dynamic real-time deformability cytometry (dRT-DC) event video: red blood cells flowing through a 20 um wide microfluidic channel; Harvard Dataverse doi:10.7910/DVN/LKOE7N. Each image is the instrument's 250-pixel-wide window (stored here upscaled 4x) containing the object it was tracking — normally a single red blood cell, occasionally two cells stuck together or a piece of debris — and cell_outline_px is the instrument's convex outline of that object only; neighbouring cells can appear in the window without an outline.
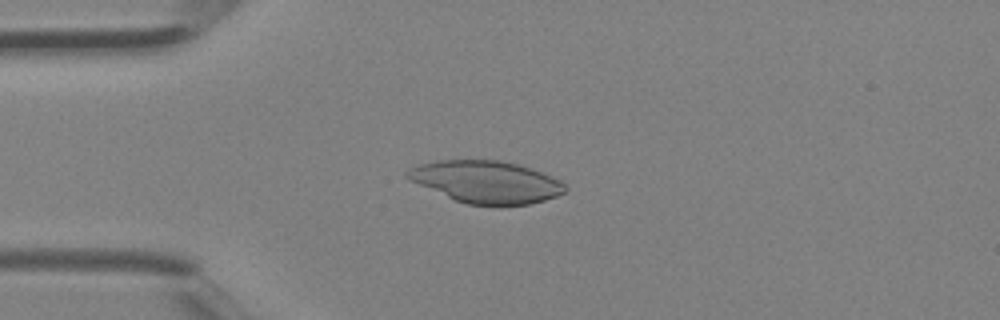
{"species": "Egyptian fruit bat (a non-hibernating species)", "species_latin": "Rousettus aegyptiacus", "temperature_condition": "room temperature", "stored_images_in_passage": 39, "camera_frame_rate_fps": 3000, "um_per_image_px": 0.085, "animal": {"sex": "female"}, "frame": {"image": 1, "passage_image": 9, "time_ms": 2.667, "image_size_px": [1000, 320], "cell_outline_px": [[568, 188], [564, 192], [556, 196], [544, 200], [528, 204], [468, 204], [456, 200], [408, 180], [404, 176], [404, 172], [408, 168], [420, 164], [436, 160], [500, 160], [520, 164], [532, 168], [552, 176], [560, 180]], "centroid_in_image_um": [41.31, 15.43], "position_along_channel_um": 43.7, "area_um2": 38.61}}
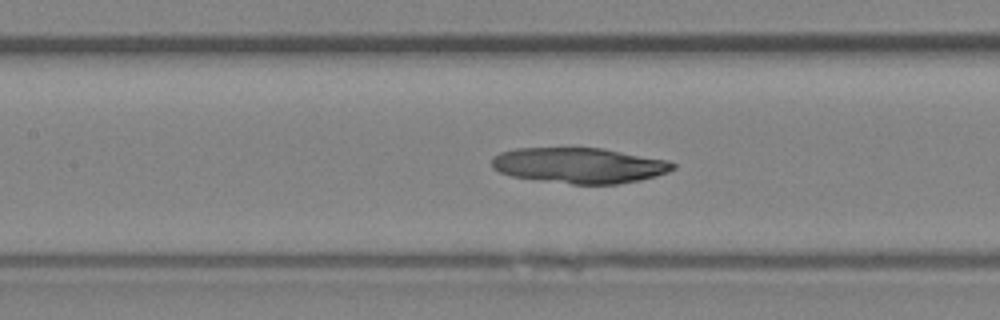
{"frame": {"image": 2, "passage_image": 17, "time_ms": 5.333, "image_size_px": [1000, 320], "cell_outline_px": [[676, 168], [668, 172], [656, 176], [640, 180], [616, 184], [572, 184], [512, 176], [500, 172], [492, 168], [492, 156], [500, 152], [516, 148], [604, 148], [668, 160], [676, 164]], "centroid_in_image_um": [49.26, 14.05], "position_along_channel_um": 158.1, "area_um2": 37.57}}
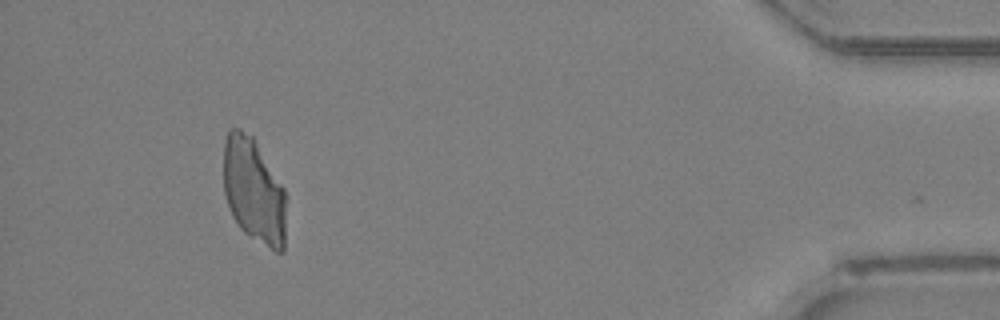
{"frame": {"image": 3, "passage_image": 36, "time_ms": 11.667, "image_size_px": [1000, 320], "cell_outline_px": [[284, 252], [276, 252], [244, 232], [240, 228], [232, 216], [228, 208], [224, 192], [224, 140], [228, 128], [240, 128], [252, 136], [284, 188]], "centroid_in_image_um": [21.53, 16.18], "position_along_channel_um": 413.7, "area_um2": 38.03}}